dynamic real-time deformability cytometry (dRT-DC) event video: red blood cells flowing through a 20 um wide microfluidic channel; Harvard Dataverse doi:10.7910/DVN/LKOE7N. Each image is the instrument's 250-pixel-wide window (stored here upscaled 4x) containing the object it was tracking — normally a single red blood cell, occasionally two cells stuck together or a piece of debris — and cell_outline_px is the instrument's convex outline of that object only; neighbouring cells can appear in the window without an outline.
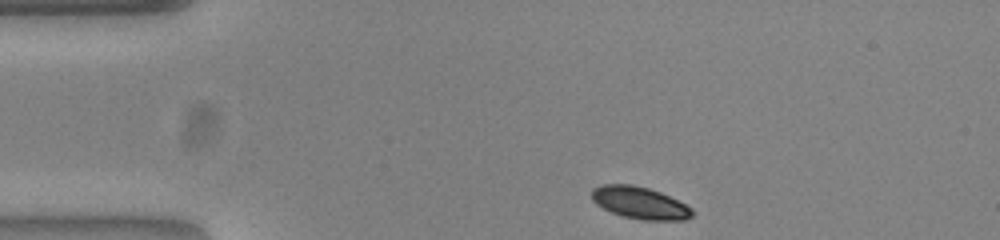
{"species": "common noctule bat (a hibernating species)", "species_latin": "Nyctalus noctula", "temperature_condition": "warm", "stored_images_in_passage": 44, "camera_frame_rate_fps": 3000, "um_per_image_px": 0.085, "animal": {"sex": "female", "body_mass_g": 23.0, "forearm_length_mm": 53.4}, "frame": {"image": 1, "passage_image": 1, "time_ms": 0.0, "image_size_px": [1000, 240], "cell_outline_px": [[692, 216], [684, 220], [644, 220], [624, 216], [612, 212], [596, 204], [592, 200], [592, 188], [604, 184], [632, 184], [648, 188], [660, 192], [692, 208]], "centroid_in_image_um": [54.36, 17.23], "position_along_channel_um": 30.6, "area_um2": 18.55}}
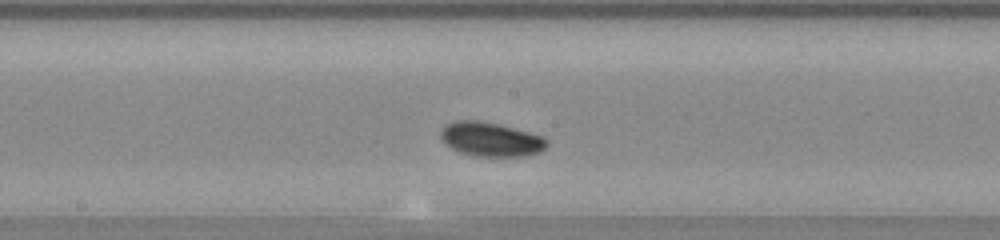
{"frame": {"image": 2, "passage_image": 19, "time_ms": 6.0, "image_size_px": [1000, 240], "cell_outline_px": [[548, 144], [540, 152], [524, 156], [472, 156], [460, 152], [444, 144], [440, 136], [440, 132], [448, 124], [456, 120], [476, 120], [496, 124], [544, 136], [548, 140]], "centroid_in_image_um": [41.72, 11.85], "position_along_channel_um": 206.5, "area_um2": 20.98}}
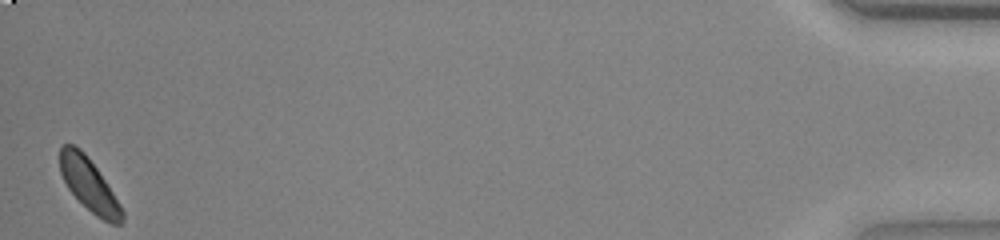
{"frame": {"image": 3, "passage_image": 44, "time_ms": 14.333, "image_size_px": [1000, 240], "cell_outline_px": [[124, 220], [120, 224], [112, 224], [96, 216], [68, 188], [60, 172], [60, 144], [72, 144], [80, 148], [84, 152], [96, 168], [120, 204], [124, 212]], "centroid_in_image_um": [7.56, 15.69], "position_along_channel_um": 427.6, "area_um2": 18.67}, "authors_computed_cell_mechanics": {"area_um2": 19.941, "velocity_mm_per_s": 3.8116, "shape_relaxation_time_tau1_ms": 1.841, "shape_relaxation_time_tau2_ms": null, "deformation_change_tau1": 0.0768, "deformation_change_tau2": null}}